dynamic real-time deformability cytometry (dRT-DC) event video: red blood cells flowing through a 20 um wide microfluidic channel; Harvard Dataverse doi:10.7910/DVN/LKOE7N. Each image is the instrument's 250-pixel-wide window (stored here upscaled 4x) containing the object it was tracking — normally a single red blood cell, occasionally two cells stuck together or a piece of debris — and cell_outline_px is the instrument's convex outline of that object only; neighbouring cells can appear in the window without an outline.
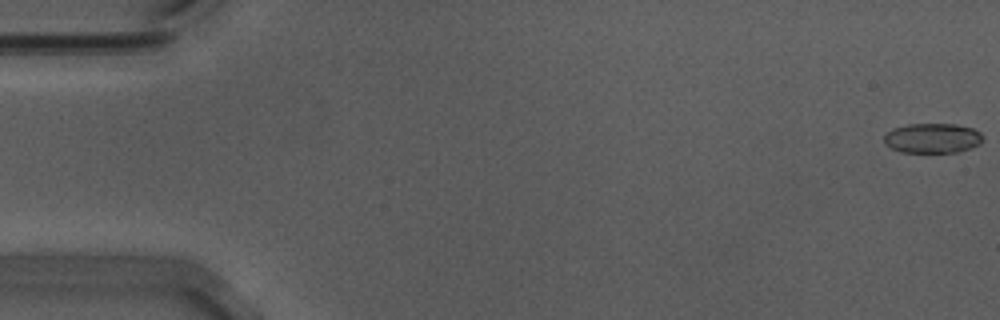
{"species": "Egyptian fruit bat (a non-hibernating species)", "species_latin": "Rousettus aegyptiacus", "temperature_condition": "warm", "stored_images_in_passage": 15, "camera_frame_rate_fps": 3000, "um_per_image_px": 0.085, "animal": {"sex": "male"}, "frame": {"image": 1, "passage_image": 1, "time_ms": 0.0, "image_size_px": [1000, 320], "cell_outline_px": [[984, 140], [980, 144], [960, 152], [900, 152], [884, 144], [884, 136], [892, 128], [908, 124], [956, 124], [972, 128], [980, 132], [984, 136]], "centroid_in_image_um": [79.28, 11.74], "position_along_channel_um": 5.7, "area_um2": 17.34}}